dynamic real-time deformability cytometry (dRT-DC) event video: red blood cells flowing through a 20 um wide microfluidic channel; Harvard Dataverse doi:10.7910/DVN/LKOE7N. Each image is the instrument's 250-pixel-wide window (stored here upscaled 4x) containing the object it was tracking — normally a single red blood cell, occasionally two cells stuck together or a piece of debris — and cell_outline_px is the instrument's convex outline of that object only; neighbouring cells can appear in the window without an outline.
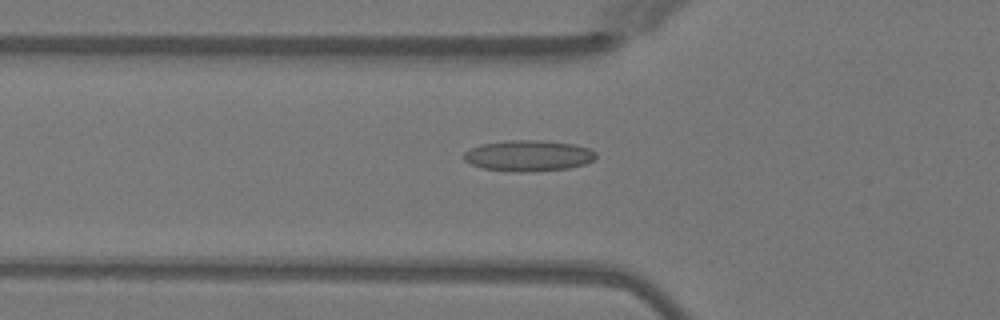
{"species": "Egyptian fruit bat (a non-hibernating species)", "species_latin": "Rousettus aegyptiacus", "temperature_condition": "warm", "stored_images_in_passage": 43, "camera_frame_rate_fps": 3000, "um_per_image_px": 0.085, "animal": {"sex": "female"}, "frame": {"image": 1, "passage_image": 18, "time_ms": 5.667, "image_size_px": [1000, 320], "cell_outline_px": [[596, 156], [592, 160], [584, 164], [568, 168], [524, 172], [512, 172], [484, 168], [472, 164], [464, 160], [464, 152], [480, 144], [508, 140], [544, 140], [576, 144], [588, 148], [596, 152]], "centroid_in_image_um": [44.92, 13.22], "position_along_channel_um": 80.9, "area_um2": 23.81}}
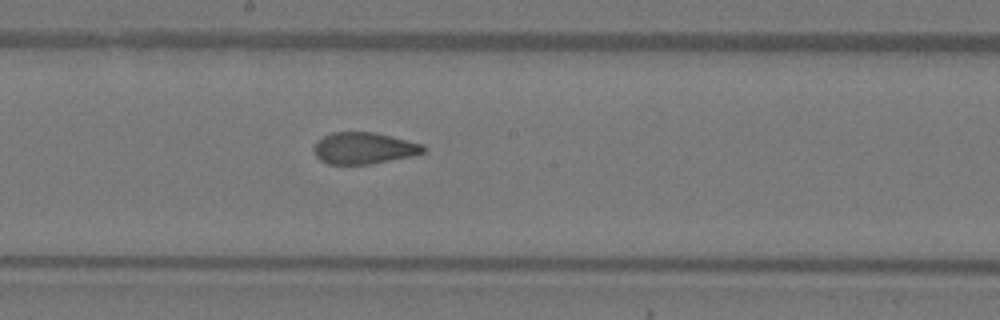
{"frame": {"image": 2, "passage_image": 28, "time_ms": 9.0, "image_size_px": [1000, 320], "cell_outline_px": [[428, 148], [424, 152], [412, 156], [368, 164], [328, 164], [320, 160], [316, 156], [312, 148], [316, 140], [332, 132], [376, 132], [424, 144]], "centroid_in_image_um": [30.93, 12.58], "position_along_channel_um": 217.3, "area_um2": 20.35}}
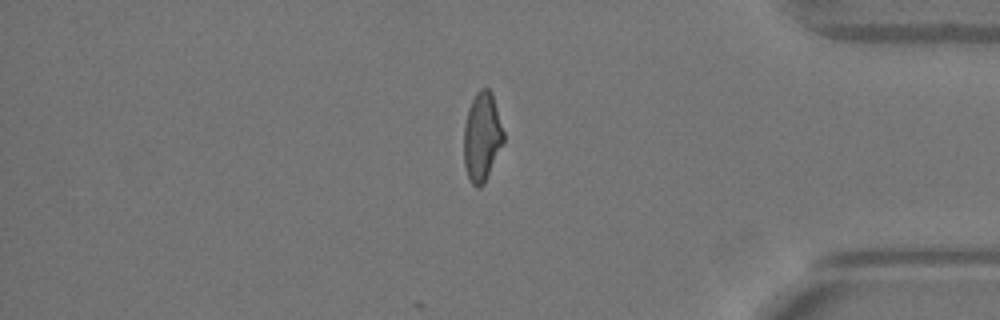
{"frame": {"image": 3, "passage_image": 43, "time_ms": 14.0, "image_size_px": [1000, 320], "cell_outline_px": [[504, 140], [484, 184], [480, 188], [476, 188], [472, 184], [468, 176], [464, 164], [464, 128], [468, 108], [476, 92], [480, 88], [488, 88], [492, 92], [504, 132]], "centroid_in_image_um": [40.96, 11.62], "position_along_channel_um": 394.2, "area_um2": 20.52}, "authors_computed_cell_mechanics": {"area_um2": 21.3282, "velocity_mm_per_s": 4.0468, "shape_relaxation_time_tau1_ms": 10.0955, "shape_relaxation_time_tau2_ms": 1.3293, "deformation_change_tau1": 0.2716, "deformation_change_tau2": 0.086}}